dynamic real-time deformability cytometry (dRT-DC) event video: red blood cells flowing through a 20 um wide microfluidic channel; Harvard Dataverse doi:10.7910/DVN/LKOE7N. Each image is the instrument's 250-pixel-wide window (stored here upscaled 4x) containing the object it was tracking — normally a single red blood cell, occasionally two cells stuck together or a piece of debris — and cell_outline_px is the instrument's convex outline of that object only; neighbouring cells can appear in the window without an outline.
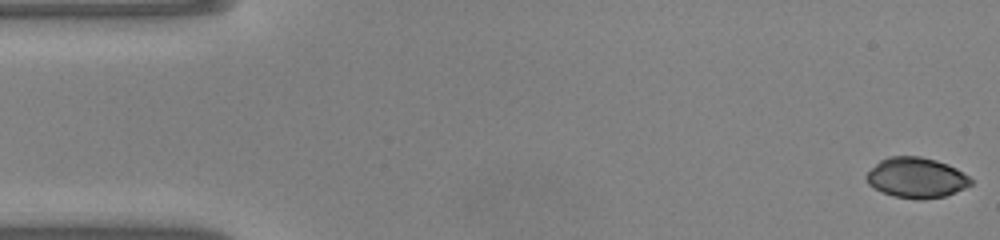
{"species": "common noctule bat (a hibernating species)", "species_latin": "Nyctalus noctula", "temperature_condition": "warm", "stored_images_in_passage": 12, "camera_frame_rate_fps": 3000, "um_per_image_px": 0.085, "animal": {"sex": "male", "body_mass_g": 20.0, "forearm_length_mm": 53.3}, "frame": {"image": 1, "passage_image": 1, "time_ms": 0.0, "image_size_px": [1000, 240], "cell_outline_px": [[972, 184], [956, 192], [944, 196], [924, 200], [920, 200], [896, 196], [884, 192], [868, 184], [864, 176], [880, 160], [888, 156], [920, 156], [936, 160], [948, 164], [956, 168], [968, 176], [972, 180]], "centroid_in_image_um": [77.9, 15.1], "position_along_channel_um": 7.1, "area_um2": 24.45}}